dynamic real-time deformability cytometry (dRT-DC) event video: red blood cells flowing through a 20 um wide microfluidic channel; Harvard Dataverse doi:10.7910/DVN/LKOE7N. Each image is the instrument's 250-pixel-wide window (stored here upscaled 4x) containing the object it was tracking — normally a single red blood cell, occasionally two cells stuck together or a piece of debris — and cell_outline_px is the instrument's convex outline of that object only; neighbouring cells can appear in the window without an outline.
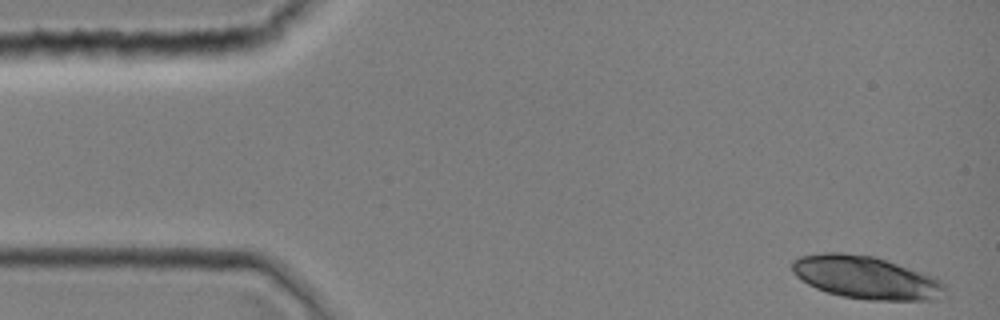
{"species": "common noctule bat (a hibernating species)", "species_latin": "Nyctalus noctula", "temperature_condition": "room temperature", "stored_images_in_passage": 13, "camera_frame_rate_fps": 3000, "um_per_image_px": 0.085, "animal": {"sex": "female", "body_mass_g": 19.0, "forearm_length_mm": 51.5}, "frame": {"image": 1, "passage_image": 1, "time_ms": 0.0, "image_size_px": [1000, 320], "cell_outline_px": [[948, 296], [936, 300], [868, 300], [840, 296], [816, 288], [808, 284], [796, 276], [792, 272], [792, 260], [800, 256], [824, 252], [844, 252], [872, 256], [888, 260], [936, 276], [948, 288]], "centroid_in_image_um": [73.68, 23.59], "position_along_channel_um": 11.3, "area_um2": 38.9}}
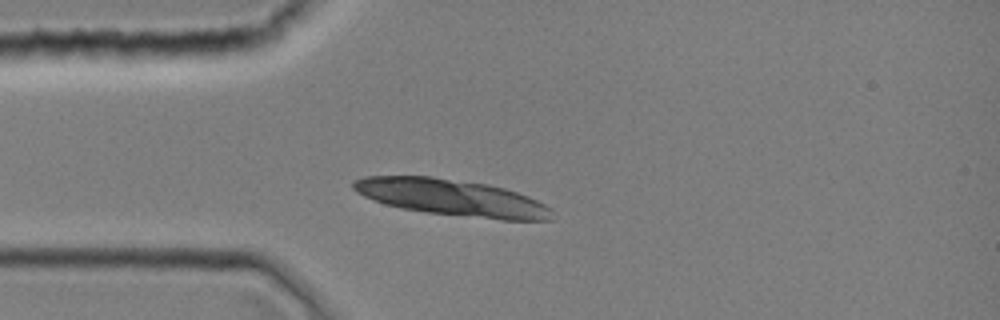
{"frame": {"image": 2, "passage_image": 9, "time_ms": 2.667, "image_size_px": [1000, 320], "cell_outline_px": [[552, 220], [504, 220], [428, 212], [400, 208], [384, 204], [364, 196], [356, 192], [352, 188], [352, 180], [364, 176], [432, 176], [488, 184], [504, 188], [528, 196], [552, 208]], "centroid_in_image_um": [38.38, 16.78], "position_along_channel_um": 46.6, "area_um2": 42.25}}